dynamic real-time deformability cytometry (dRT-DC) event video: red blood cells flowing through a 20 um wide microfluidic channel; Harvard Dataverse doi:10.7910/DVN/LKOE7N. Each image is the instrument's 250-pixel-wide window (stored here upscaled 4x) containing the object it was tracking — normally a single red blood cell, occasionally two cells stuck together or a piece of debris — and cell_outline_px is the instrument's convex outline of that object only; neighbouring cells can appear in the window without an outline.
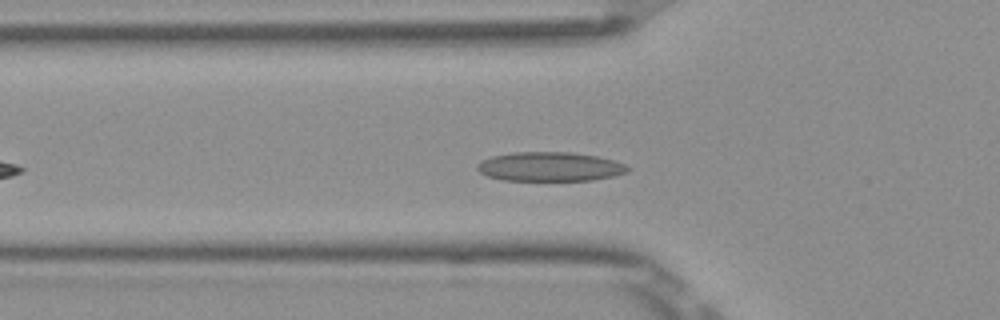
{"species": "Egyptian fruit bat (a non-hibernating species)", "species_latin": "Rousettus aegyptiacus", "temperature_condition": "room temperature", "stored_images_in_passage": 41, "camera_frame_rate_fps": 3000, "um_per_image_px": 0.085, "frame": {"image": 1, "passage_image": 9, "time_ms": 2.667, "image_size_px": [1000, 320], "cell_outline_px": [[632, 168], [628, 172], [616, 176], [592, 180], [504, 180], [488, 176], [480, 172], [476, 168], [476, 164], [480, 160], [492, 156], [512, 152], [572, 152], [596, 156], [612, 160], [624, 164]], "centroid_in_image_um": [46.74, 14.16], "position_along_channel_um": 79.1, "area_um2": 25.72}}
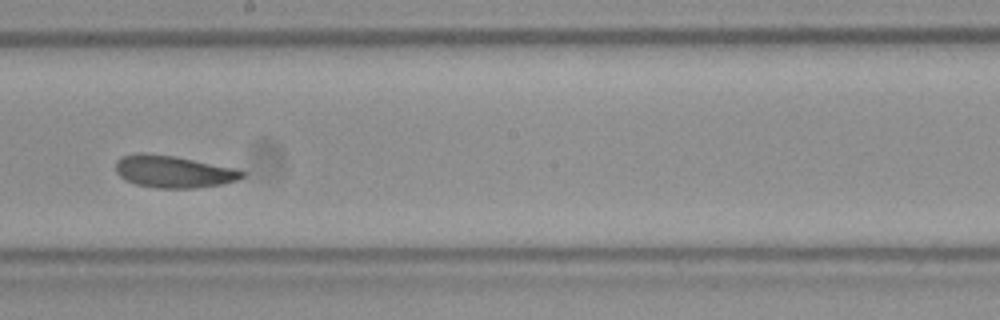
{"frame": {"image": 2, "passage_image": 21, "time_ms": 6.667, "image_size_px": [1000, 320], "cell_outline_px": [[244, 176], [236, 180], [220, 184], [192, 188], [156, 188], [136, 184], [124, 180], [116, 172], [116, 160], [120, 156], [136, 152], [144, 152], [176, 156], [236, 168], [244, 172]], "centroid_in_image_um": [14.68, 14.56], "position_along_channel_um": 233.5, "area_um2": 23.87}}
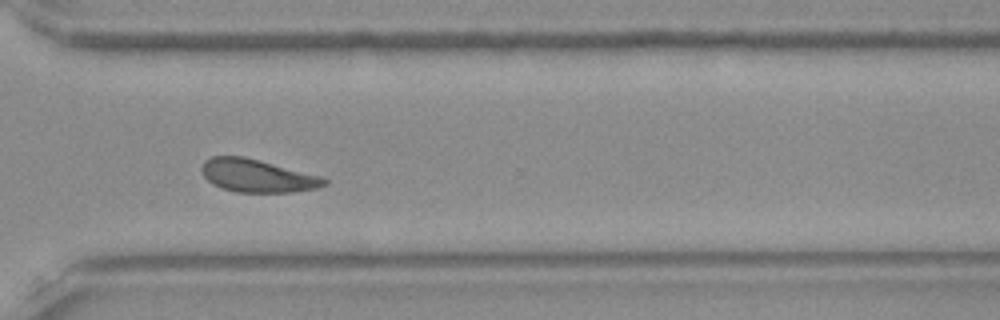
{"frame": {"image": 3, "passage_image": 30, "time_ms": 9.667, "image_size_px": [1000, 320], "cell_outline_px": [[328, 184], [316, 188], [292, 192], [236, 192], [212, 184], [204, 176], [200, 168], [204, 160], [212, 156], [244, 156], [320, 176], [328, 180]], "centroid_in_image_um": [21.84, 14.93], "position_along_channel_um": 348.8, "area_um2": 23.35}, "authors_computed_cell_mechanics": {"area_um2": 23.5246, "velocity_mm_per_s": 3.8468, "shape_relaxation_time_tau1_ms": 2.3753, "shape_relaxation_time_tau2_ms": 1.9532, "deformation_change_tau1": 0.084, "deformation_change_tau2": 0.0665}}